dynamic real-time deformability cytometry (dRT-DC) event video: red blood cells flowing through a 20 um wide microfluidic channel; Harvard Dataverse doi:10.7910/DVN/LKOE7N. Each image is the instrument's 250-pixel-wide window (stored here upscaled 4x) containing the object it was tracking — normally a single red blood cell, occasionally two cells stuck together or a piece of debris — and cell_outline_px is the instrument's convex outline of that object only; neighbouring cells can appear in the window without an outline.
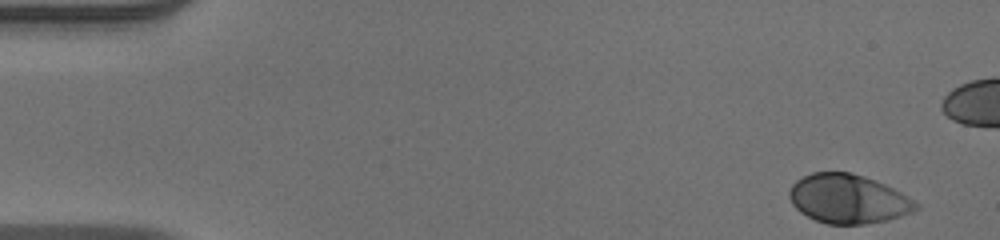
{"species": "human", "species_latin": "Homo sapiens", "temperature_condition": "warm", "stored_images_in_passage": 45, "camera_frame_rate_fps": 3000, "um_per_image_px": 0.085, "donor": {"sex": "male"}, "frame": {"image": 1, "passage_image": 1, "time_ms": 0.0, "image_size_px": [1000, 240], "cell_outline_px": [[920, 208], [912, 212], [888, 220], [864, 224], [828, 224], [816, 220], [800, 212], [792, 204], [788, 196], [788, 192], [792, 184], [796, 180], [812, 172], [848, 172], [864, 176], [884, 184], [900, 192], [920, 204]], "centroid_in_image_um": [72.08, 16.91], "position_along_channel_um": 12.9, "area_um2": 36.13}}
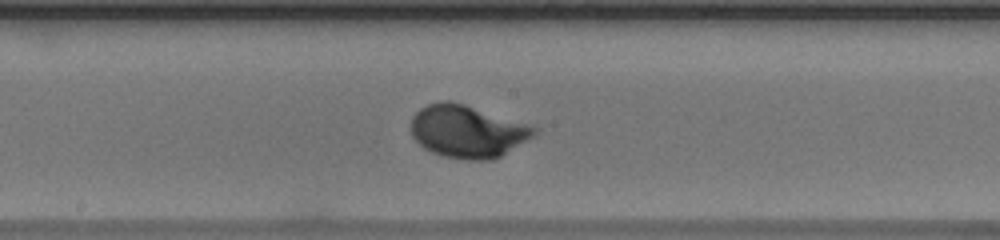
{"frame": {"image": 2, "passage_image": 26, "time_ms": 8.333, "image_size_px": [1000, 240], "cell_outline_px": [[536, 132], [532, 136], [500, 156], [488, 160], [468, 160], [440, 156], [424, 148], [412, 136], [412, 116], [420, 108], [428, 104], [440, 100], [452, 100], [532, 124], [536, 128]], "centroid_in_image_um": [39.71, 11.14], "position_along_channel_um": 208.5, "area_um2": 37.8}}
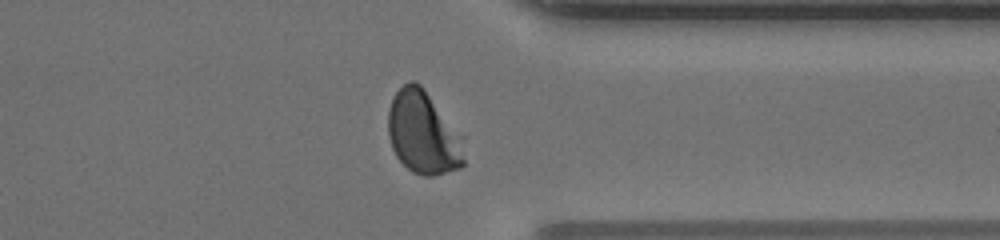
{"frame": {"image": 3, "passage_image": 39, "time_ms": 12.667, "image_size_px": [1000, 240], "cell_outline_px": [[464, 164], [460, 168], [432, 176], [424, 176], [412, 172], [396, 156], [392, 148], [388, 136], [388, 112], [392, 100], [396, 92], [404, 84], [412, 80], [420, 84], [424, 88], [464, 136]], "centroid_in_image_um": [36.0, 11.3], "position_along_channel_um": 375.4, "area_um2": 37.05}, "authors_computed_cell_mechanics": {"area_um2": 35.7782, "velocity_mm_per_s": 3.923, "shape_relaxation_time_tau1_ms": 2.1922, "shape_relaxation_time_tau2_ms": null, "deformation_change_tau1": 0.1717, "deformation_change_tau2": null}}